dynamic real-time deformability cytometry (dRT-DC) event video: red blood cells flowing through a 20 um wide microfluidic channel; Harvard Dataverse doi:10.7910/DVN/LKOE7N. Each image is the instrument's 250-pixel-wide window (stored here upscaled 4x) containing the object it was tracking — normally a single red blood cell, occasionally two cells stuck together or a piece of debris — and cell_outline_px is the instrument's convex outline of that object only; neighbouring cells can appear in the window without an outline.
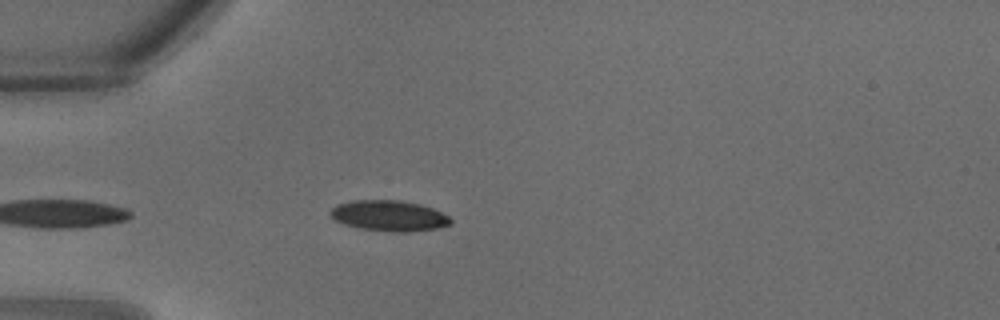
{"species": "common noctule bat (a hibernating species)", "species_latin": "Nyctalus noctula", "temperature_condition": "warm", "stored_images_in_passage": 23, "camera_frame_rate_fps": 3000, "um_per_image_px": 0.085, "animal": {"sex": "male", "body_mass_g": 18.8}, "frame": {"image": 1, "passage_image": 1, "time_ms": 0.0, "image_size_px": [1000, 320], "cell_outline_px": [[452, 224], [436, 228], [408, 232], [392, 232], [360, 228], [344, 224], [336, 220], [328, 212], [336, 204], [352, 200], [400, 200], [420, 204], [432, 208], [448, 216], [452, 220]], "centroid_in_image_um": [33.06, 18.33], "position_along_channel_um": 51.9, "area_um2": 21.5}}
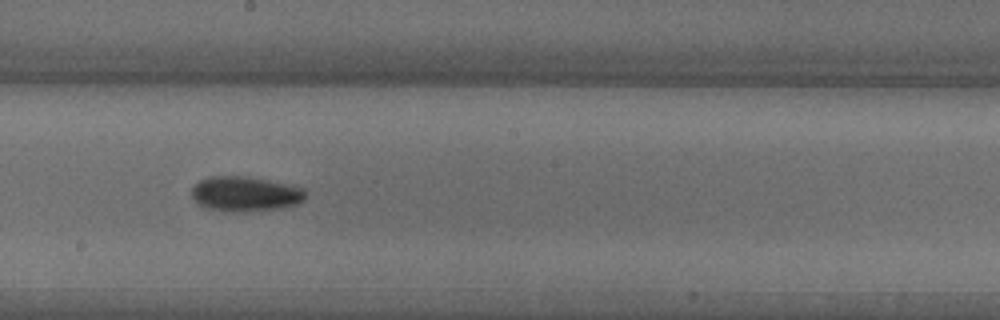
{"frame": {"image": 2, "passage_image": 10, "time_ms": 3.0, "image_size_px": [1000, 320], "cell_outline_px": [[308, 192], [304, 200], [296, 204], [280, 208], [244, 212], [224, 212], [204, 208], [192, 200], [192, 188], [200, 180], [208, 176], [240, 176], [288, 184], [304, 188]], "centroid_in_image_um": [20.82, 16.5], "position_along_channel_um": 227.4, "area_um2": 23.41}}
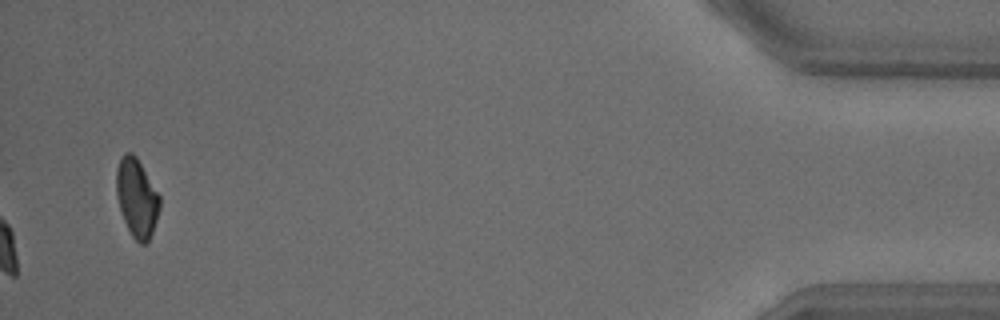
{"frame": {"image": 3, "passage_image": 23, "time_ms": 7.333, "image_size_px": [1000, 320], "cell_outline_px": [[160, 208], [148, 244], [140, 244], [132, 236], [120, 212], [116, 192], [116, 168], [124, 152], [132, 152], [136, 156], [160, 196]], "centroid_in_image_um": [11.62, 16.82], "position_along_channel_um": 423.6, "area_um2": 19.83}}